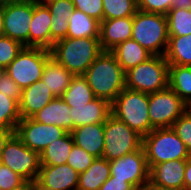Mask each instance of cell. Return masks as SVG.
Segmentation results:
<instances>
[{"label":"cell","instance_id":"obj_1","mask_svg":"<svg viewBox=\"0 0 191 190\" xmlns=\"http://www.w3.org/2000/svg\"><path fill=\"white\" fill-rule=\"evenodd\" d=\"M83 76L95 97L110 103L126 88L125 72L110 51H103Z\"/></svg>","mask_w":191,"mask_h":190},{"label":"cell","instance_id":"obj_2","mask_svg":"<svg viewBox=\"0 0 191 190\" xmlns=\"http://www.w3.org/2000/svg\"><path fill=\"white\" fill-rule=\"evenodd\" d=\"M51 56L74 76L84 75L88 67L103 52L99 37H66L54 43Z\"/></svg>","mask_w":191,"mask_h":190},{"label":"cell","instance_id":"obj_3","mask_svg":"<svg viewBox=\"0 0 191 190\" xmlns=\"http://www.w3.org/2000/svg\"><path fill=\"white\" fill-rule=\"evenodd\" d=\"M131 39L153 56H164L169 42L166 15L137 10L133 16Z\"/></svg>","mask_w":191,"mask_h":190},{"label":"cell","instance_id":"obj_4","mask_svg":"<svg viewBox=\"0 0 191 190\" xmlns=\"http://www.w3.org/2000/svg\"><path fill=\"white\" fill-rule=\"evenodd\" d=\"M149 94L125 88L111 103L112 115L141 136L154 128L149 120Z\"/></svg>","mask_w":191,"mask_h":190},{"label":"cell","instance_id":"obj_5","mask_svg":"<svg viewBox=\"0 0 191 190\" xmlns=\"http://www.w3.org/2000/svg\"><path fill=\"white\" fill-rule=\"evenodd\" d=\"M142 147L149 169L162 162L190 157L185 144L172 128L153 129L143 137Z\"/></svg>","mask_w":191,"mask_h":190},{"label":"cell","instance_id":"obj_6","mask_svg":"<svg viewBox=\"0 0 191 190\" xmlns=\"http://www.w3.org/2000/svg\"><path fill=\"white\" fill-rule=\"evenodd\" d=\"M169 64L165 56H152L125 72L126 88L151 94L168 87Z\"/></svg>","mask_w":191,"mask_h":190},{"label":"cell","instance_id":"obj_7","mask_svg":"<svg viewBox=\"0 0 191 190\" xmlns=\"http://www.w3.org/2000/svg\"><path fill=\"white\" fill-rule=\"evenodd\" d=\"M51 57L49 49L24 47L5 68V73L23 90L41 80L44 66Z\"/></svg>","mask_w":191,"mask_h":190},{"label":"cell","instance_id":"obj_8","mask_svg":"<svg viewBox=\"0 0 191 190\" xmlns=\"http://www.w3.org/2000/svg\"><path fill=\"white\" fill-rule=\"evenodd\" d=\"M105 145L102 157L108 161L142 148L143 136L112 114L104 123Z\"/></svg>","mask_w":191,"mask_h":190},{"label":"cell","instance_id":"obj_9","mask_svg":"<svg viewBox=\"0 0 191 190\" xmlns=\"http://www.w3.org/2000/svg\"><path fill=\"white\" fill-rule=\"evenodd\" d=\"M149 120L155 128H172L189 106L168 86L149 94Z\"/></svg>","mask_w":191,"mask_h":190},{"label":"cell","instance_id":"obj_10","mask_svg":"<svg viewBox=\"0 0 191 190\" xmlns=\"http://www.w3.org/2000/svg\"><path fill=\"white\" fill-rule=\"evenodd\" d=\"M1 163L25 180H35L40 171V154L29 149L14 134L1 154Z\"/></svg>","mask_w":191,"mask_h":190},{"label":"cell","instance_id":"obj_11","mask_svg":"<svg viewBox=\"0 0 191 190\" xmlns=\"http://www.w3.org/2000/svg\"><path fill=\"white\" fill-rule=\"evenodd\" d=\"M149 171L143 147L110 161V176L126 180L136 190H144L149 184Z\"/></svg>","mask_w":191,"mask_h":190},{"label":"cell","instance_id":"obj_12","mask_svg":"<svg viewBox=\"0 0 191 190\" xmlns=\"http://www.w3.org/2000/svg\"><path fill=\"white\" fill-rule=\"evenodd\" d=\"M67 131L56 125H45L32 118H23L17 124L15 135L29 149L41 154L45 148L62 138Z\"/></svg>","mask_w":191,"mask_h":190},{"label":"cell","instance_id":"obj_13","mask_svg":"<svg viewBox=\"0 0 191 190\" xmlns=\"http://www.w3.org/2000/svg\"><path fill=\"white\" fill-rule=\"evenodd\" d=\"M34 1L26 0L3 7V35L29 47V27Z\"/></svg>","mask_w":191,"mask_h":190},{"label":"cell","instance_id":"obj_14","mask_svg":"<svg viewBox=\"0 0 191 190\" xmlns=\"http://www.w3.org/2000/svg\"><path fill=\"white\" fill-rule=\"evenodd\" d=\"M186 160H172L156 164L149 171V185L167 190H184Z\"/></svg>","mask_w":191,"mask_h":190},{"label":"cell","instance_id":"obj_15","mask_svg":"<svg viewBox=\"0 0 191 190\" xmlns=\"http://www.w3.org/2000/svg\"><path fill=\"white\" fill-rule=\"evenodd\" d=\"M133 16L103 20L100 23L99 41L103 51H111L132 37Z\"/></svg>","mask_w":191,"mask_h":190},{"label":"cell","instance_id":"obj_16","mask_svg":"<svg viewBox=\"0 0 191 190\" xmlns=\"http://www.w3.org/2000/svg\"><path fill=\"white\" fill-rule=\"evenodd\" d=\"M79 173L67 163L57 166H40L37 180L53 190H77Z\"/></svg>","mask_w":191,"mask_h":190},{"label":"cell","instance_id":"obj_17","mask_svg":"<svg viewBox=\"0 0 191 190\" xmlns=\"http://www.w3.org/2000/svg\"><path fill=\"white\" fill-rule=\"evenodd\" d=\"M51 18L48 7L43 2L34 1L29 27V47L51 49Z\"/></svg>","mask_w":191,"mask_h":190},{"label":"cell","instance_id":"obj_18","mask_svg":"<svg viewBox=\"0 0 191 190\" xmlns=\"http://www.w3.org/2000/svg\"><path fill=\"white\" fill-rule=\"evenodd\" d=\"M55 97L43 81L38 80L22 90L19 101L21 119L31 118L34 114L48 105Z\"/></svg>","mask_w":191,"mask_h":190},{"label":"cell","instance_id":"obj_19","mask_svg":"<svg viewBox=\"0 0 191 190\" xmlns=\"http://www.w3.org/2000/svg\"><path fill=\"white\" fill-rule=\"evenodd\" d=\"M74 129L91 124H104L112 114L111 103L102 98H95L87 105L75 106L70 111Z\"/></svg>","mask_w":191,"mask_h":190},{"label":"cell","instance_id":"obj_20","mask_svg":"<svg viewBox=\"0 0 191 190\" xmlns=\"http://www.w3.org/2000/svg\"><path fill=\"white\" fill-rule=\"evenodd\" d=\"M74 145L83 148L87 153L102 157L105 145L104 124L79 126L70 132Z\"/></svg>","mask_w":191,"mask_h":190},{"label":"cell","instance_id":"obj_21","mask_svg":"<svg viewBox=\"0 0 191 190\" xmlns=\"http://www.w3.org/2000/svg\"><path fill=\"white\" fill-rule=\"evenodd\" d=\"M51 14V48L54 43L67 37L69 17L75 10L72 0H44L42 1Z\"/></svg>","mask_w":191,"mask_h":190},{"label":"cell","instance_id":"obj_22","mask_svg":"<svg viewBox=\"0 0 191 190\" xmlns=\"http://www.w3.org/2000/svg\"><path fill=\"white\" fill-rule=\"evenodd\" d=\"M70 111L71 108L61 97H55L48 105L31 118L39 123L56 125L65 129L67 132H71L74 129V125Z\"/></svg>","mask_w":191,"mask_h":190},{"label":"cell","instance_id":"obj_23","mask_svg":"<svg viewBox=\"0 0 191 190\" xmlns=\"http://www.w3.org/2000/svg\"><path fill=\"white\" fill-rule=\"evenodd\" d=\"M74 75L52 57L44 66L41 81L48 87L54 97H62Z\"/></svg>","mask_w":191,"mask_h":190},{"label":"cell","instance_id":"obj_24","mask_svg":"<svg viewBox=\"0 0 191 190\" xmlns=\"http://www.w3.org/2000/svg\"><path fill=\"white\" fill-rule=\"evenodd\" d=\"M110 52L115 56L124 72H127L138 64L147 61L153 56L133 39L123 41Z\"/></svg>","mask_w":191,"mask_h":190},{"label":"cell","instance_id":"obj_25","mask_svg":"<svg viewBox=\"0 0 191 190\" xmlns=\"http://www.w3.org/2000/svg\"><path fill=\"white\" fill-rule=\"evenodd\" d=\"M109 177L110 161L96 158L85 172L79 174L77 190H99Z\"/></svg>","mask_w":191,"mask_h":190},{"label":"cell","instance_id":"obj_26","mask_svg":"<svg viewBox=\"0 0 191 190\" xmlns=\"http://www.w3.org/2000/svg\"><path fill=\"white\" fill-rule=\"evenodd\" d=\"M73 145V138L70 132H67L62 138L49 144L40 154V165L57 166L67 163Z\"/></svg>","mask_w":191,"mask_h":190},{"label":"cell","instance_id":"obj_27","mask_svg":"<svg viewBox=\"0 0 191 190\" xmlns=\"http://www.w3.org/2000/svg\"><path fill=\"white\" fill-rule=\"evenodd\" d=\"M100 22L75 9L69 17L67 37H99Z\"/></svg>","mask_w":191,"mask_h":190},{"label":"cell","instance_id":"obj_28","mask_svg":"<svg viewBox=\"0 0 191 190\" xmlns=\"http://www.w3.org/2000/svg\"><path fill=\"white\" fill-rule=\"evenodd\" d=\"M168 35L182 36L191 34V6L177 3L166 14Z\"/></svg>","mask_w":191,"mask_h":190},{"label":"cell","instance_id":"obj_29","mask_svg":"<svg viewBox=\"0 0 191 190\" xmlns=\"http://www.w3.org/2000/svg\"><path fill=\"white\" fill-rule=\"evenodd\" d=\"M168 86L191 107V66L169 64Z\"/></svg>","mask_w":191,"mask_h":190},{"label":"cell","instance_id":"obj_30","mask_svg":"<svg viewBox=\"0 0 191 190\" xmlns=\"http://www.w3.org/2000/svg\"><path fill=\"white\" fill-rule=\"evenodd\" d=\"M164 56L168 64L191 66V34L169 36Z\"/></svg>","mask_w":191,"mask_h":190},{"label":"cell","instance_id":"obj_31","mask_svg":"<svg viewBox=\"0 0 191 190\" xmlns=\"http://www.w3.org/2000/svg\"><path fill=\"white\" fill-rule=\"evenodd\" d=\"M70 108L84 106L96 97L83 75L74 76L61 97Z\"/></svg>","mask_w":191,"mask_h":190},{"label":"cell","instance_id":"obj_32","mask_svg":"<svg viewBox=\"0 0 191 190\" xmlns=\"http://www.w3.org/2000/svg\"><path fill=\"white\" fill-rule=\"evenodd\" d=\"M103 20L134 16L138 10L137 0H102Z\"/></svg>","mask_w":191,"mask_h":190},{"label":"cell","instance_id":"obj_33","mask_svg":"<svg viewBox=\"0 0 191 190\" xmlns=\"http://www.w3.org/2000/svg\"><path fill=\"white\" fill-rule=\"evenodd\" d=\"M20 120L19 103L0 92V128L15 130Z\"/></svg>","mask_w":191,"mask_h":190},{"label":"cell","instance_id":"obj_34","mask_svg":"<svg viewBox=\"0 0 191 190\" xmlns=\"http://www.w3.org/2000/svg\"><path fill=\"white\" fill-rule=\"evenodd\" d=\"M24 47L19 41L0 35V66L6 68Z\"/></svg>","mask_w":191,"mask_h":190},{"label":"cell","instance_id":"obj_35","mask_svg":"<svg viewBox=\"0 0 191 190\" xmlns=\"http://www.w3.org/2000/svg\"><path fill=\"white\" fill-rule=\"evenodd\" d=\"M95 159L96 157L87 153L83 148L73 145L67 164L80 174L85 172Z\"/></svg>","mask_w":191,"mask_h":190},{"label":"cell","instance_id":"obj_36","mask_svg":"<svg viewBox=\"0 0 191 190\" xmlns=\"http://www.w3.org/2000/svg\"><path fill=\"white\" fill-rule=\"evenodd\" d=\"M172 129L185 144L191 156V107L174 122Z\"/></svg>","mask_w":191,"mask_h":190},{"label":"cell","instance_id":"obj_37","mask_svg":"<svg viewBox=\"0 0 191 190\" xmlns=\"http://www.w3.org/2000/svg\"><path fill=\"white\" fill-rule=\"evenodd\" d=\"M177 3V0H137V7L144 12L166 15Z\"/></svg>","mask_w":191,"mask_h":190},{"label":"cell","instance_id":"obj_38","mask_svg":"<svg viewBox=\"0 0 191 190\" xmlns=\"http://www.w3.org/2000/svg\"><path fill=\"white\" fill-rule=\"evenodd\" d=\"M75 9L84 12L90 17L103 21V2L102 0H72Z\"/></svg>","mask_w":191,"mask_h":190},{"label":"cell","instance_id":"obj_39","mask_svg":"<svg viewBox=\"0 0 191 190\" xmlns=\"http://www.w3.org/2000/svg\"><path fill=\"white\" fill-rule=\"evenodd\" d=\"M24 181L25 179L19 174L3 164L0 165V190H11Z\"/></svg>","mask_w":191,"mask_h":190},{"label":"cell","instance_id":"obj_40","mask_svg":"<svg viewBox=\"0 0 191 190\" xmlns=\"http://www.w3.org/2000/svg\"><path fill=\"white\" fill-rule=\"evenodd\" d=\"M0 92L6 97L15 99L18 103L22 95V89L6 73L0 79Z\"/></svg>","mask_w":191,"mask_h":190},{"label":"cell","instance_id":"obj_41","mask_svg":"<svg viewBox=\"0 0 191 190\" xmlns=\"http://www.w3.org/2000/svg\"><path fill=\"white\" fill-rule=\"evenodd\" d=\"M99 190H136L130 183L126 180L115 179V177L110 176Z\"/></svg>","mask_w":191,"mask_h":190},{"label":"cell","instance_id":"obj_42","mask_svg":"<svg viewBox=\"0 0 191 190\" xmlns=\"http://www.w3.org/2000/svg\"><path fill=\"white\" fill-rule=\"evenodd\" d=\"M15 134V130L0 128V157L5 144Z\"/></svg>","mask_w":191,"mask_h":190},{"label":"cell","instance_id":"obj_43","mask_svg":"<svg viewBox=\"0 0 191 190\" xmlns=\"http://www.w3.org/2000/svg\"><path fill=\"white\" fill-rule=\"evenodd\" d=\"M184 190H191V156L186 159L184 171Z\"/></svg>","mask_w":191,"mask_h":190},{"label":"cell","instance_id":"obj_44","mask_svg":"<svg viewBox=\"0 0 191 190\" xmlns=\"http://www.w3.org/2000/svg\"><path fill=\"white\" fill-rule=\"evenodd\" d=\"M11 190H33V180H25L19 186Z\"/></svg>","mask_w":191,"mask_h":190},{"label":"cell","instance_id":"obj_45","mask_svg":"<svg viewBox=\"0 0 191 190\" xmlns=\"http://www.w3.org/2000/svg\"><path fill=\"white\" fill-rule=\"evenodd\" d=\"M33 190H53V189L42 185L37 179H35L33 180Z\"/></svg>","mask_w":191,"mask_h":190},{"label":"cell","instance_id":"obj_46","mask_svg":"<svg viewBox=\"0 0 191 190\" xmlns=\"http://www.w3.org/2000/svg\"><path fill=\"white\" fill-rule=\"evenodd\" d=\"M26 0H0V7L16 4V3H21Z\"/></svg>","mask_w":191,"mask_h":190},{"label":"cell","instance_id":"obj_47","mask_svg":"<svg viewBox=\"0 0 191 190\" xmlns=\"http://www.w3.org/2000/svg\"><path fill=\"white\" fill-rule=\"evenodd\" d=\"M0 35H3V7H0Z\"/></svg>","mask_w":191,"mask_h":190},{"label":"cell","instance_id":"obj_48","mask_svg":"<svg viewBox=\"0 0 191 190\" xmlns=\"http://www.w3.org/2000/svg\"><path fill=\"white\" fill-rule=\"evenodd\" d=\"M144 190H167V189H160L157 187L150 186L149 184L144 188Z\"/></svg>","mask_w":191,"mask_h":190},{"label":"cell","instance_id":"obj_49","mask_svg":"<svg viewBox=\"0 0 191 190\" xmlns=\"http://www.w3.org/2000/svg\"><path fill=\"white\" fill-rule=\"evenodd\" d=\"M4 74H5V68L0 66V79L4 76Z\"/></svg>","mask_w":191,"mask_h":190},{"label":"cell","instance_id":"obj_50","mask_svg":"<svg viewBox=\"0 0 191 190\" xmlns=\"http://www.w3.org/2000/svg\"><path fill=\"white\" fill-rule=\"evenodd\" d=\"M178 3H189L190 0H177Z\"/></svg>","mask_w":191,"mask_h":190},{"label":"cell","instance_id":"obj_51","mask_svg":"<svg viewBox=\"0 0 191 190\" xmlns=\"http://www.w3.org/2000/svg\"><path fill=\"white\" fill-rule=\"evenodd\" d=\"M32 1L42 2V1H44V0H32Z\"/></svg>","mask_w":191,"mask_h":190}]
</instances>
